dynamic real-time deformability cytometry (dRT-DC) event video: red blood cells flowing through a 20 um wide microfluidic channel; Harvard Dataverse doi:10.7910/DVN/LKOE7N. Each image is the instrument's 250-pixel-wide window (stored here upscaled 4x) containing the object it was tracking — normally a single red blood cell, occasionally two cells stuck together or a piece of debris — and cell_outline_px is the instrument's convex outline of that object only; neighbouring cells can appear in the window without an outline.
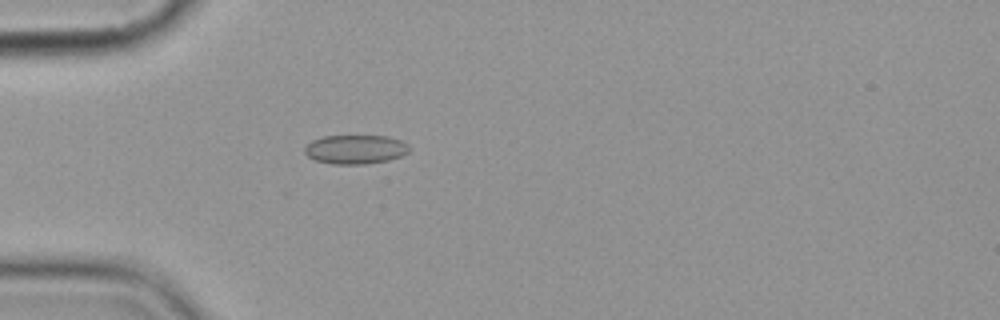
{"species": "common noctule bat (a hibernating species)", "species_latin": "Nyctalus noctula", "temperature_condition": "cold", "stored_images_in_passage": 3, "camera_frame_rate_fps": 3000, "um_per_image_px": 0.085, "animal": {"sex": "female", "body_mass_g": 19.9}, "frame": {"image": 1, "passage_image": 3, "time_ms": 3.0, "image_size_px": [1000, 320], "cell_outline_px": [[412, 148], [408, 152], [400, 156], [388, 160], [364, 164], [332, 164], [316, 160], [308, 156], [304, 152], [304, 148], [312, 140], [324, 136], [388, 136], [400, 140], [408, 144]], "centroid_in_image_um": [30.23, 12.69], "position_along_channel_um": 54.8, "area_um2": 17.69}}